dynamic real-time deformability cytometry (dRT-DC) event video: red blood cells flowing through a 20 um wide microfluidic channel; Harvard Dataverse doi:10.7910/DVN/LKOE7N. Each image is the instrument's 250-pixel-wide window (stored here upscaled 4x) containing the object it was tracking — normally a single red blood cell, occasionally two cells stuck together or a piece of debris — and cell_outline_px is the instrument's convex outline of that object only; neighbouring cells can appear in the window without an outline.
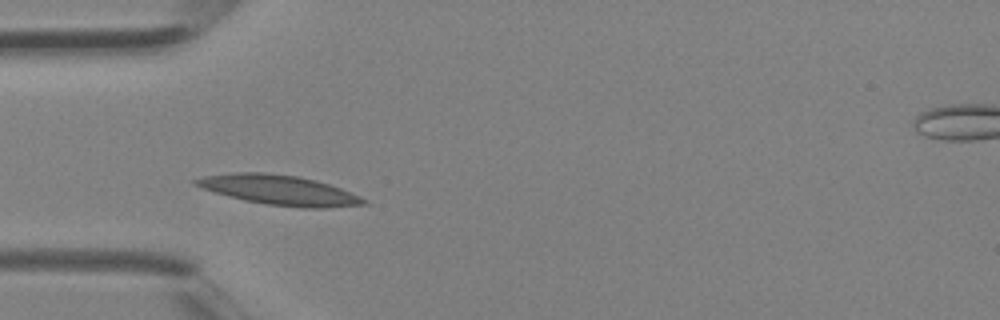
{"species": "Egyptian fruit bat (a non-hibernating species)", "species_latin": "Rousettus aegyptiacus", "temperature_condition": "room temperature", "stored_images_in_passage": 3, "camera_frame_rate_fps": 3000, "um_per_image_px": 0.085, "animal": {"sex": "female"}, "frame": {"image": 1, "passage_image": 2, "time_ms": 0.333, "image_size_px": [1000, 320], "cell_outline_px": [[368, 204], [328, 208], [304, 208], [268, 204], [244, 200], [228, 196], [192, 184], [192, 180], [204, 176], [232, 172], [264, 172], [296, 176], [316, 180], [340, 188], [360, 196], [368, 200]], "centroid_in_image_um": [23.75, 16.15], "position_along_channel_um": 61.3, "area_um2": 29.07}}
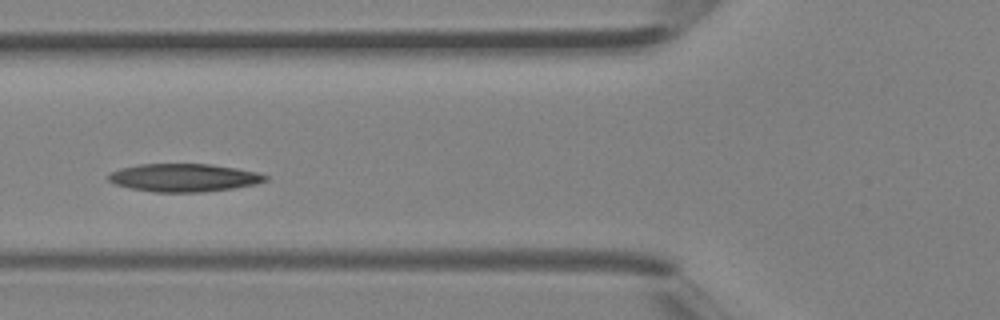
{"frame": {"image": 2, "passage_image": 3, "time_ms": 0.667, "image_size_px": [1000, 320], "cell_outline_px": [[268, 180], [256, 184], [232, 188], [200, 192], [152, 192], [132, 188], [116, 184], [108, 180], [108, 176], [112, 172], [120, 168], [140, 164], [208, 164], [236, 168], [256, 172], [268, 176]], "centroid_in_image_um": [15.64, 15.1], "position_along_channel_um": 110.2, "area_um2": 25.37}}